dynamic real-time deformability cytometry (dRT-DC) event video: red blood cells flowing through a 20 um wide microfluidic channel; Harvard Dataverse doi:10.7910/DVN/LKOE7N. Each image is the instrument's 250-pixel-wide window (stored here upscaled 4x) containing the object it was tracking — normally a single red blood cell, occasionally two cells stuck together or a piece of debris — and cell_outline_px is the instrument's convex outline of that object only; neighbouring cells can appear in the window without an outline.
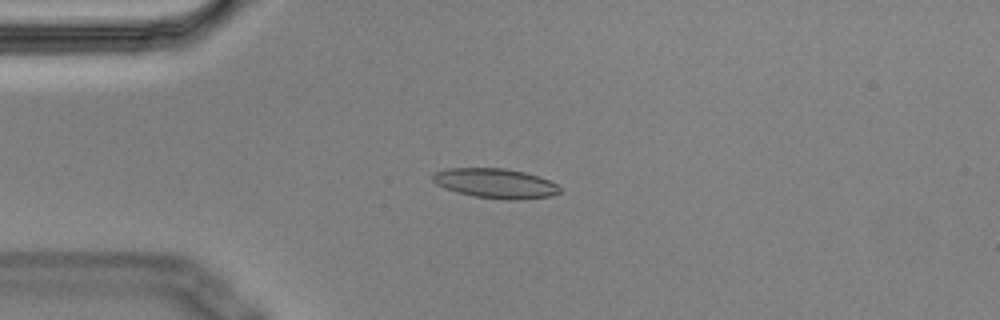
{"species": "Egyptian fruit bat (a non-hibernating species)", "species_latin": "Rousettus aegyptiacus", "temperature_condition": "cold", "stored_images_in_passage": 5, "camera_frame_rate_fps": 3000, "um_per_image_px": 0.085, "animal": {"sex": "male"}, "frame": {"image": 1, "passage_image": 4, "time_ms": 1.0, "image_size_px": [1000, 320], "cell_outline_px": [[560, 192], [552, 196], [516, 200], [504, 200], [472, 196], [456, 192], [436, 184], [432, 180], [432, 176], [436, 172], [448, 168], [504, 168], [524, 172], [548, 180], [556, 184], [560, 188]], "centroid_in_image_um": [42.1, 15.59], "position_along_channel_um": 42.9, "area_um2": 21.96}}